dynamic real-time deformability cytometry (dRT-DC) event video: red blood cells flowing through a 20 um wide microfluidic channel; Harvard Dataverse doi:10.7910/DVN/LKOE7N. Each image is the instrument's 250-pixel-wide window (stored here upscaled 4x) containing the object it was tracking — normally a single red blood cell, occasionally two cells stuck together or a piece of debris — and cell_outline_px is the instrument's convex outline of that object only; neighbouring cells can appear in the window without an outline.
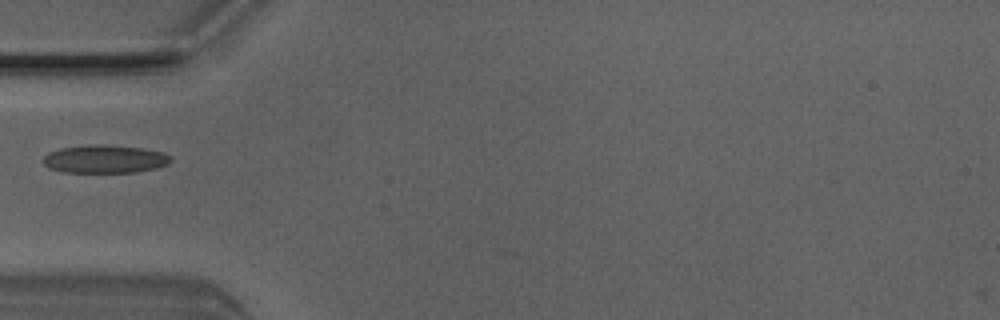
{"species": "Egyptian fruit bat (a non-hibernating species)", "species_latin": "Rousettus aegyptiacus", "temperature_condition": "room temperature", "stored_images_in_passage": 4, "camera_frame_rate_fps": 3000, "um_per_image_px": 0.085, "animal": {"sex": "male"}, "frame": {"image": 1, "passage_image": 4, "time_ms": 1.0, "image_size_px": [1000, 320], "cell_outline_px": [[172, 160], [168, 164], [156, 168], [136, 172], [64, 172], [48, 168], [44, 164], [44, 156], [48, 152], [60, 148], [88, 144], [104, 144], [144, 148], [164, 152], [172, 156]], "centroid_in_image_um": [8.93, 13.5], "position_along_channel_um": 76.1, "area_um2": 21.15}}